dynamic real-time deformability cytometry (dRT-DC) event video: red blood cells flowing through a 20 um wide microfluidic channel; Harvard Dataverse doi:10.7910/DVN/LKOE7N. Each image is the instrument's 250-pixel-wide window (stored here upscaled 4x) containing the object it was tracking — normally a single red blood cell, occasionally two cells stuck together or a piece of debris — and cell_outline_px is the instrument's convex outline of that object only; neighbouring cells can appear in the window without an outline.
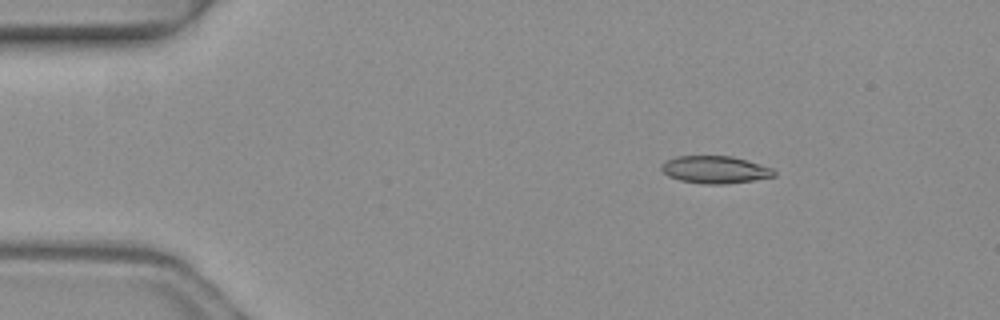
{"species": "common noctule bat (a hibernating species)", "species_latin": "Nyctalus noctula", "temperature_condition": "warm", "stored_images_in_passage": 3, "camera_frame_rate_fps": 3000, "um_per_image_px": 0.085, "animal": {"sex": "female", "body_mass_g": 19.3, "forearm_length_mm": 54.1}, "frame": {"image": 1, "passage_image": 1, "time_ms": 0.0, "image_size_px": [1000, 320], "cell_outline_px": [[776, 176], [752, 180], [724, 184], [704, 184], [680, 180], [668, 176], [660, 168], [660, 164], [664, 160], [676, 156], [732, 156], [772, 168], [776, 172]], "centroid_in_image_um": [60.73, 14.41], "position_along_channel_um": 24.3, "area_um2": 17.98}}